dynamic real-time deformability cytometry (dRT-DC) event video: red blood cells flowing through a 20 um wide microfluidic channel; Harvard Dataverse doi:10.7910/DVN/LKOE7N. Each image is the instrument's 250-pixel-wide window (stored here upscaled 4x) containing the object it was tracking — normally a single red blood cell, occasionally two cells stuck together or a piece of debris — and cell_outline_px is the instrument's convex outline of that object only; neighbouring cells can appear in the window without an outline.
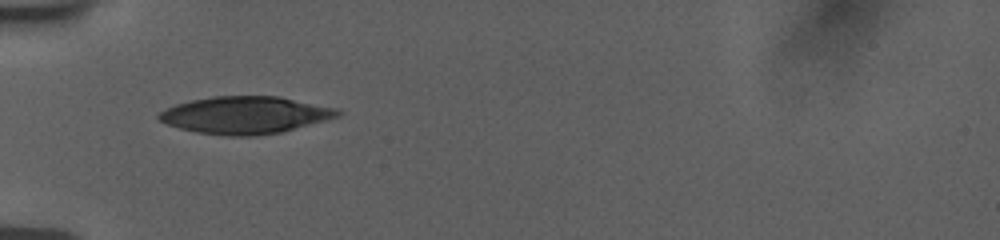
{"species": "human", "species_latin": "Homo sapiens", "temperature_condition": "room temperature", "stored_images_in_passage": 6, "camera_frame_rate_fps": 3000, "um_per_image_px": 0.085, "donor": {"sex": "female"}, "frame": {"image": 1, "passage_image": 1, "time_ms": 0.0, "image_size_px": [1000, 240], "cell_outline_px": [[344, 112], [340, 116], [280, 132], [252, 136], [228, 136], [196, 132], [180, 128], [168, 124], [160, 120], [156, 116], [160, 112], [176, 104], [192, 100], [212, 96], [280, 96], [336, 108]], "centroid_in_image_um": [20.86, 9.77], "position_along_channel_um": 64.1, "area_um2": 38.61}}
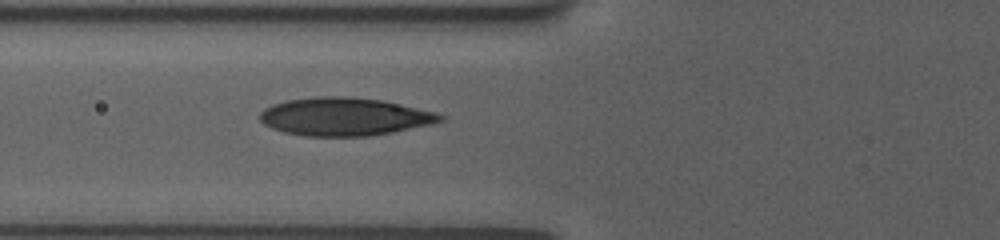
{"frame": {"image": 2, "passage_image": 4, "time_ms": 1.0, "image_size_px": [1000, 240], "cell_outline_px": [[444, 120], [432, 124], [392, 132], [368, 136], [304, 136], [284, 132], [272, 128], [264, 124], [260, 120], [260, 112], [264, 108], [272, 104], [284, 100], [312, 96], [348, 96], [384, 100], [436, 112], [444, 116]], "centroid_in_image_um": [29.26, 9.9], "position_along_channel_um": 96.5, "area_um2": 40.29}}